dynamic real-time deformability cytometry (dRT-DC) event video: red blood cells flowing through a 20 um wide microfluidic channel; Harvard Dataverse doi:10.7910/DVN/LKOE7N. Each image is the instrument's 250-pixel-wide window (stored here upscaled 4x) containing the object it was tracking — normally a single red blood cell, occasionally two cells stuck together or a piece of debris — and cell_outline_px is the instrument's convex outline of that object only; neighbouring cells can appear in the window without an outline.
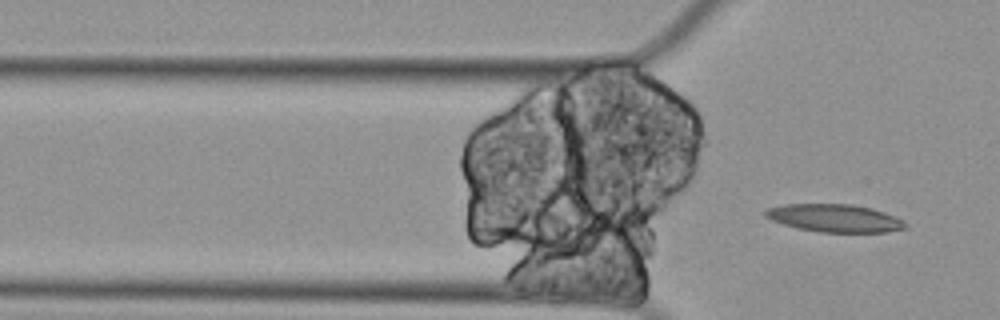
{"species": "Egyptian fruit bat (a non-hibernating species)", "species_latin": "Rousettus aegyptiacus", "temperature_condition": "cold", "stored_images_in_passage": 16, "camera_frame_rate_fps": 3000, "um_per_image_px": 0.085, "animal": {"sex": "female"}, "frame": {"image": 1, "passage_image": 16, "time_ms": 5.0, "image_size_px": [1000, 320], "cell_outline_px": [[908, 228], [888, 232], [820, 232], [796, 228], [772, 220], [764, 216], [764, 208], [784, 204], [852, 204], [872, 208], [896, 216], [904, 220], [908, 224]], "centroid_in_image_um": [70.97, 18.54], "position_along_channel_um": 54.8, "area_um2": 23.0}}